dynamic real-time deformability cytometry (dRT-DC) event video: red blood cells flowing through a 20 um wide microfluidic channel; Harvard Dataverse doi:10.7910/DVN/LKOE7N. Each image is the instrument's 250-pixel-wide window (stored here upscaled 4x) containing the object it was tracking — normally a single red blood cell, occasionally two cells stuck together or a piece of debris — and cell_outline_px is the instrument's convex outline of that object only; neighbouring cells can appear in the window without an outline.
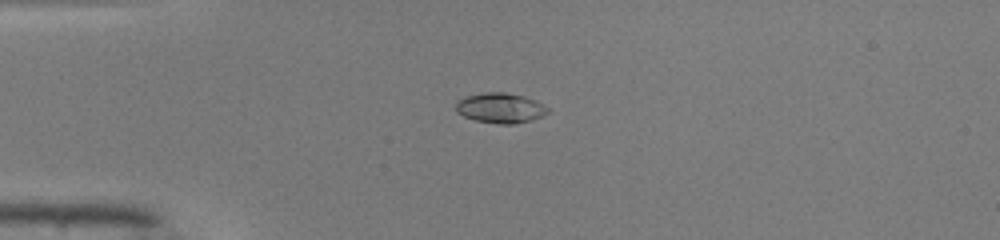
{"species": "common noctule bat (a hibernating species)", "species_latin": "Nyctalus noctula", "temperature_condition": "warm", "stored_images_in_passage": 38, "camera_frame_rate_fps": 3000, "um_per_image_px": 0.085, "animal": {"sex": "male", "body_mass_g": 19.0, "forearm_length_mm": 50.8}, "frame": {"image": 1, "passage_image": 2, "time_ms": 0.333, "image_size_px": [1000, 240], "cell_outline_px": [[548, 112], [540, 116], [528, 120], [512, 124], [500, 124], [476, 120], [464, 116], [456, 112], [456, 104], [464, 96], [484, 92], [508, 92], [524, 96], [536, 100], [548, 108]], "centroid_in_image_um": [42.51, 9.16], "position_along_channel_um": 42.5, "area_um2": 15.95}}
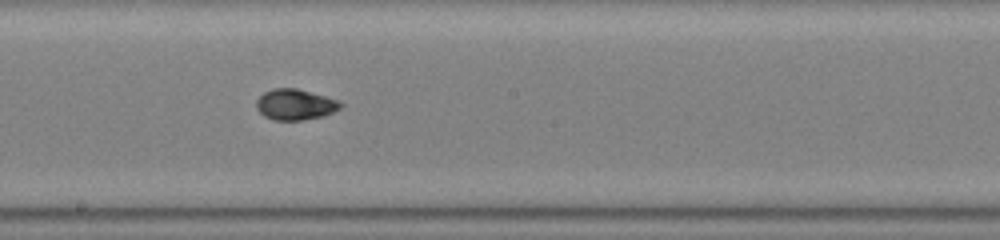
{"frame": {"image": 2, "passage_image": 17, "time_ms": 5.333, "image_size_px": [1000, 240], "cell_outline_px": [[344, 104], [340, 108], [324, 116], [300, 120], [272, 120], [264, 116], [256, 108], [256, 100], [264, 92], [272, 88], [296, 88], [324, 96], [336, 100]], "centroid_in_image_um": [25.05, 8.89], "position_along_channel_um": 223.1, "area_um2": 15.03}}
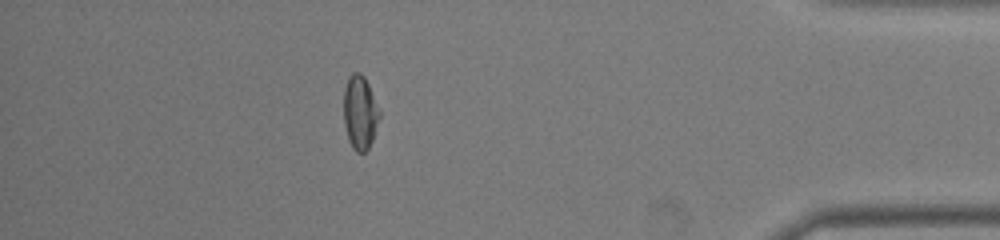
{"frame": {"image": 3, "passage_image": 33, "time_ms": 10.667, "image_size_px": [1000, 240], "cell_outline_px": [[380, 116], [372, 140], [368, 148], [364, 152], [356, 152], [352, 148], [348, 140], [344, 124], [344, 88], [348, 76], [352, 72], [360, 72], [364, 76], [368, 84], [380, 112]], "centroid_in_image_um": [30.58, 9.55], "position_along_channel_um": 404.6, "area_um2": 15.37}, "authors_computed_cell_mechanics": {"area_um2": 15.317, "velocity_mm_per_s": 4.1592, "shape_relaxation_time_tau1_ms": 3.5362, "shape_relaxation_time_tau2_ms": 0.9557, "deformation_change_tau1": 0.1889, "deformation_change_tau2": 0.0287}}